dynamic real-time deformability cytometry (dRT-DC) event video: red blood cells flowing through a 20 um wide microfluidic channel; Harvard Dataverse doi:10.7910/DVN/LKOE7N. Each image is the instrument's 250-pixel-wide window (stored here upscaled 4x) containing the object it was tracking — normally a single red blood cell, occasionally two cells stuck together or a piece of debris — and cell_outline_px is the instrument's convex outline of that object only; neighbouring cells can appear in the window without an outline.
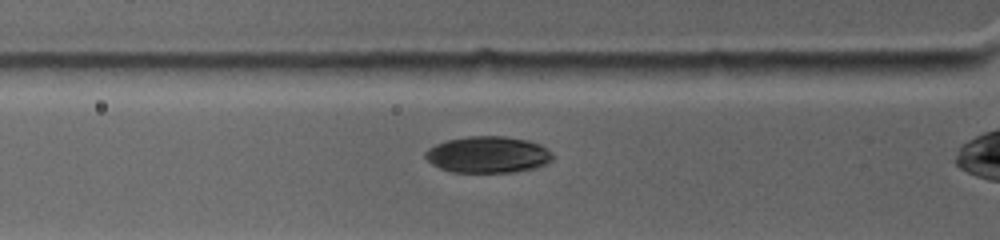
{"species": "common noctule bat (a hibernating species)", "species_latin": "Nyctalus noctula", "temperature_condition": "warm", "stored_images_in_passage": 15, "camera_frame_rate_fps": 4500, "um_per_image_px": 0.085, "animal": {"sex": "female", "body_mass_g": 19.0, "forearm_length_mm": 53.3}, "frame": {"image": 1, "passage_image": 5, "time_ms": 1.556, "image_size_px": [1000, 240], "cell_outline_px": [[552, 156], [544, 164], [532, 168], [516, 172], [452, 172], [440, 168], [432, 164], [424, 156], [436, 144], [448, 140], [468, 136], [504, 136], [524, 140], [536, 144], [544, 148]], "centroid_in_image_um": [41.41, 13.15], "position_along_channel_um": 84.4, "area_um2": 26.3}}
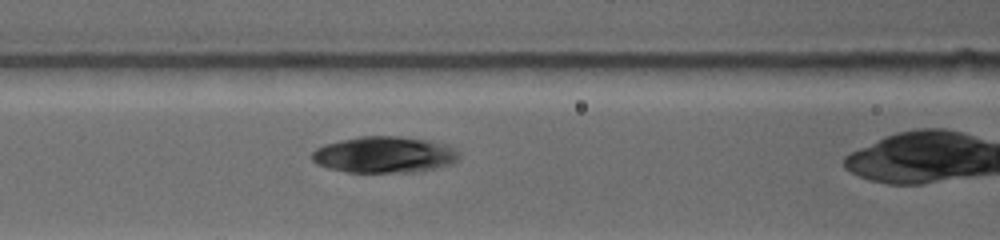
{"frame": {"image": 2, "passage_image": 9, "time_ms": 2.889, "image_size_px": [1000, 240], "cell_outline_px": [[452, 160], [444, 164], [412, 172], [348, 172], [328, 168], [312, 160], [312, 152], [328, 144], [344, 140], [364, 136], [396, 136], [420, 140], [452, 152]], "centroid_in_image_um": [32.39, 13.17], "position_along_channel_um": 134.2, "area_um2": 28.67}}